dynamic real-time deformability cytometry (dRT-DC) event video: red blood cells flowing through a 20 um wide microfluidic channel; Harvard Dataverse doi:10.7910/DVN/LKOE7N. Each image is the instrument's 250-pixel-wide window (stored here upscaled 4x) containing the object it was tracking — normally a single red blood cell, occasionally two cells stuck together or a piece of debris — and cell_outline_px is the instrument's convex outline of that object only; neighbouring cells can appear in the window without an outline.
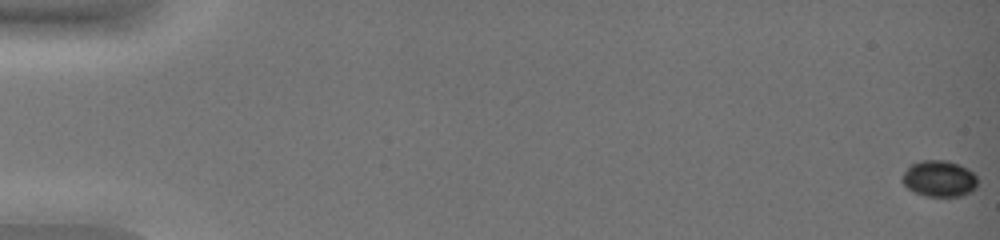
{"species": "common noctule bat (a hibernating species)", "species_latin": "Nyctalus noctula", "temperature_condition": "warm", "stored_images_in_passage": 51, "camera_frame_rate_fps": 3000, "um_per_image_px": 0.085, "animal": {"sex": "female", "body_mass_g": 19.0, "forearm_length_mm": 51.5}, "frame": {"image": 1, "passage_image": 1, "time_ms": 0.0, "image_size_px": [1000, 240], "cell_outline_px": [[976, 188], [960, 196], [924, 196], [908, 188], [900, 180], [904, 172], [912, 164], [920, 160], [948, 160], [968, 168], [976, 176]], "centroid_in_image_um": [79.82, 15.17], "position_along_channel_um": 5.2, "area_um2": 15.84}}
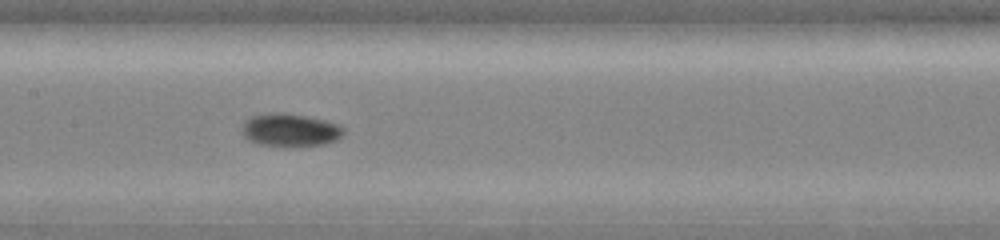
{"frame": {"image": 2, "passage_image": 28, "time_ms": 9.0, "image_size_px": [1000, 240], "cell_outline_px": [[344, 132], [336, 140], [324, 144], [284, 148], [260, 144], [248, 140], [244, 136], [244, 124], [248, 116], [276, 112], [284, 112], [328, 120], [340, 124], [344, 128]], "centroid_in_image_um": [24.69, 11.06], "position_along_channel_um": 182.7, "area_um2": 19.88}}
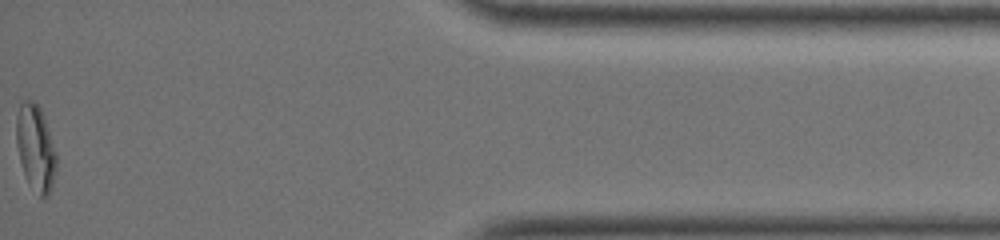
{"frame": {"image": 3, "passage_image": 50, "time_ms": 16.333, "image_size_px": [1000, 240], "cell_outline_px": [[56, 168], [52, 184], [48, 196], [40, 196], [28, 184], [20, 160], [16, 144], [16, 116], [20, 104], [24, 100], [32, 100], [40, 108], [44, 116], [56, 156]], "centroid_in_image_um": [3.0, 12.56], "position_along_channel_um": 432.2, "area_um2": 19.77}}